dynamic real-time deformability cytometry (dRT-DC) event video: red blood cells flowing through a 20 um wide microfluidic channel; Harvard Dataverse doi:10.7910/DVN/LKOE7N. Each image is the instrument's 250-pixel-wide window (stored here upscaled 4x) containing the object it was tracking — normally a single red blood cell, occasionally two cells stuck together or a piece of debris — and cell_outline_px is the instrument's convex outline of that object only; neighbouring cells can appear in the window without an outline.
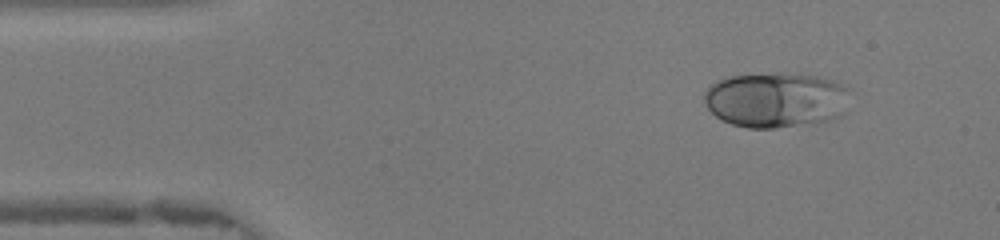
{"species": "human", "species_latin": "Homo sapiens", "temperature_condition": "warm", "stored_images_in_passage": 47, "camera_frame_rate_fps": 3000, "um_per_image_px": 0.085, "donor": {"sex": "female"}, "frame": {"image": 1, "passage_image": 5, "time_ms": 1.333, "image_size_px": [1000, 240], "cell_outline_px": [[852, 88], [836, 116], [828, 120], [816, 124], [772, 128], [748, 128], [732, 124], [716, 116], [708, 108], [704, 100], [704, 92], [716, 80], [732, 76], [816, 76], [836, 80]], "centroid_in_image_um": [65.94, 8.53], "position_along_channel_um": 19.1, "area_um2": 45.78}}
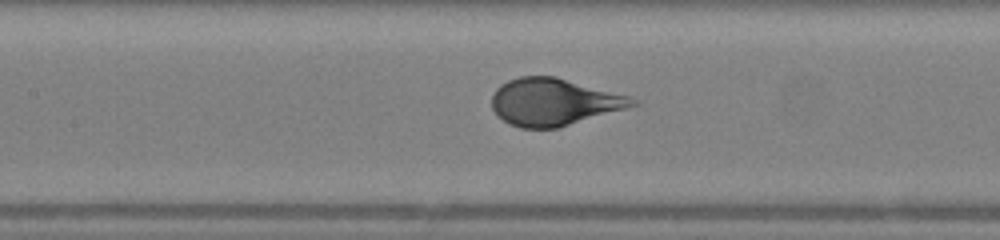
{"frame": {"image": 2, "passage_image": 20, "time_ms": 6.333, "image_size_px": [1000, 240], "cell_outline_px": [[640, 104], [556, 128], [520, 128], [508, 124], [492, 108], [492, 96], [496, 88], [500, 84], [508, 80], [520, 76], [556, 76], [632, 96]], "centroid_in_image_um": [47.08, 8.65], "position_along_channel_um": 160.3, "area_um2": 38.61}}
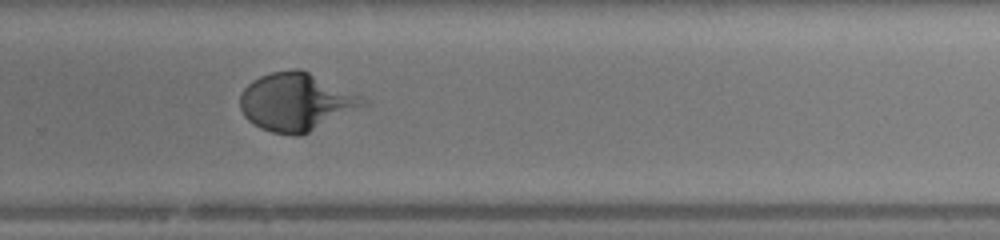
{"frame": {"image": 3, "passage_image": 30, "time_ms": 9.667, "image_size_px": [1000, 240], "cell_outline_px": [[368, 104], [300, 136], [292, 136], [272, 132], [260, 128], [252, 124], [244, 116], [240, 108], [240, 92], [252, 80], [260, 76], [272, 72], [292, 68], [300, 68], [364, 96], [368, 100]], "centroid_in_image_um": [25.16, 8.65], "position_along_channel_um": 304.6, "area_um2": 41.73}}